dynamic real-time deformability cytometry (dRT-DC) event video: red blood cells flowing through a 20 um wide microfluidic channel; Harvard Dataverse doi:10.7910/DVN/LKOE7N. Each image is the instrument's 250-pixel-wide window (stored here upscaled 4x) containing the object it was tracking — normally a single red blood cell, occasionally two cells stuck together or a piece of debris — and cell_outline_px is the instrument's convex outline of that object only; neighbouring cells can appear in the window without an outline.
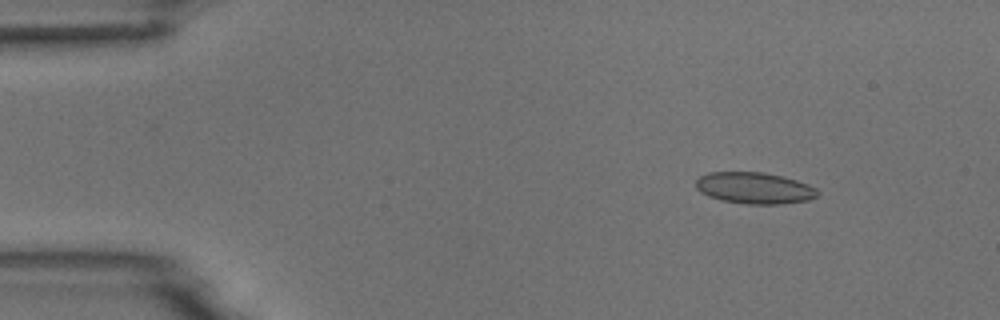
{"species": "common noctule bat (a hibernating species)", "species_latin": "Nyctalus noctula", "temperature_condition": "room temperature", "stored_images_in_passage": 5, "camera_frame_rate_fps": 3000, "um_per_image_px": 0.085, "animal": {"sex": "male", "body_mass_g": 18.8}, "frame": {"image": 1, "passage_image": 2, "time_ms": 0.333, "image_size_px": [1000, 320], "cell_outline_px": [[820, 192], [816, 196], [808, 200], [780, 204], [748, 204], [720, 200], [708, 196], [700, 192], [696, 188], [696, 180], [700, 176], [708, 172], [764, 172], [796, 180], [808, 184], [816, 188]], "centroid_in_image_um": [64.11, 15.98], "position_along_channel_um": 20.9, "area_um2": 22.31}}
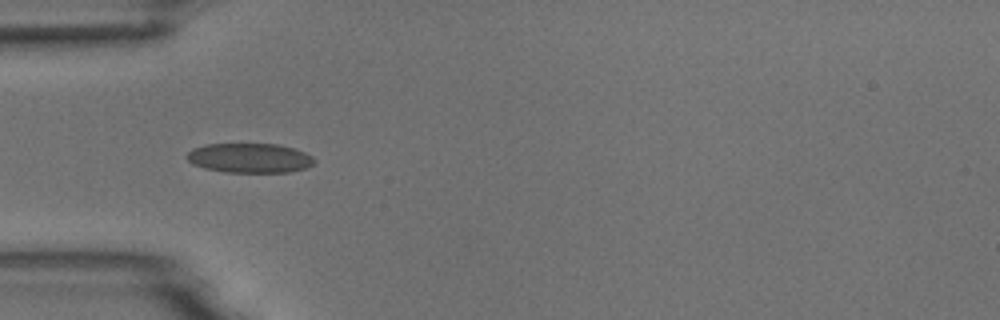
{"frame": {"image": 2, "passage_image": 4, "time_ms": 1.0, "image_size_px": [1000, 320], "cell_outline_px": [[316, 160], [312, 164], [304, 168], [288, 172], [224, 172], [204, 168], [192, 164], [184, 156], [192, 148], [204, 144], [276, 144], [292, 148], [304, 152], [312, 156]], "centroid_in_image_um": [21.16, 13.43], "position_along_channel_um": 63.8, "area_um2": 21.96}}